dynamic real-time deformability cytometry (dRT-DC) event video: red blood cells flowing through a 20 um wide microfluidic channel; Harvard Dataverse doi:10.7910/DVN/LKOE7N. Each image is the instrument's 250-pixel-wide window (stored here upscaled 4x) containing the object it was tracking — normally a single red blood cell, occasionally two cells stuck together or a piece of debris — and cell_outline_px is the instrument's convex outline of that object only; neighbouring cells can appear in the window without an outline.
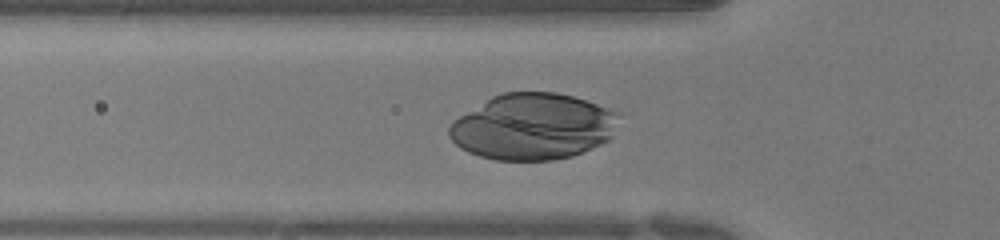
{"species": "human", "species_latin": "Homo sapiens", "temperature_condition": "warm", "stored_images_in_passage": 34, "camera_frame_rate_fps": 3000, "um_per_image_px": 0.085, "donor": {"sex": "female"}, "frame": {"image": 1, "passage_image": 11, "time_ms": 3.333, "image_size_px": [1000, 240], "cell_outline_px": [[612, 136], [608, 140], [600, 144], [572, 156], [552, 160], [496, 160], [480, 156], [468, 152], [460, 148], [448, 136], [448, 128], [460, 116], [492, 96], [504, 92], [556, 92], [572, 96], [596, 104], [612, 112]], "centroid_in_image_um": [45.19, 10.77], "position_along_channel_um": 80.6, "area_um2": 64.22}}
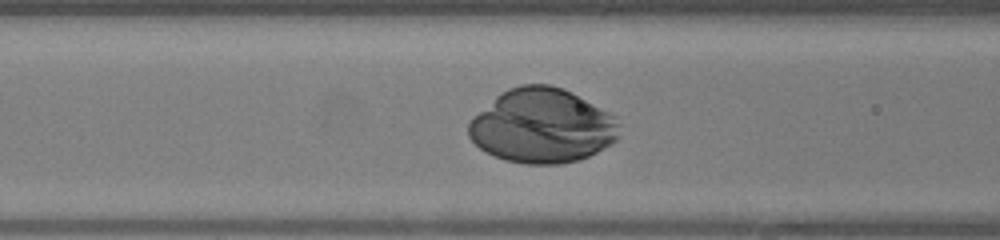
{"frame": {"image": 2, "passage_image": 14, "time_ms": 4.333, "image_size_px": [1000, 240], "cell_outline_px": [[620, 124], [616, 140], [612, 144], [588, 156], [576, 160], [560, 164], [524, 164], [504, 160], [480, 148], [468, 136], [468, 124], [472, 116], [500, 92], [508, 88], [520, 84], [548, 84], [560, 88], [616, 116]], "centroid_in_image_um": [46.04, 10.71], "position_along_channel_um": 120.6, "area_um2": 65.08}}